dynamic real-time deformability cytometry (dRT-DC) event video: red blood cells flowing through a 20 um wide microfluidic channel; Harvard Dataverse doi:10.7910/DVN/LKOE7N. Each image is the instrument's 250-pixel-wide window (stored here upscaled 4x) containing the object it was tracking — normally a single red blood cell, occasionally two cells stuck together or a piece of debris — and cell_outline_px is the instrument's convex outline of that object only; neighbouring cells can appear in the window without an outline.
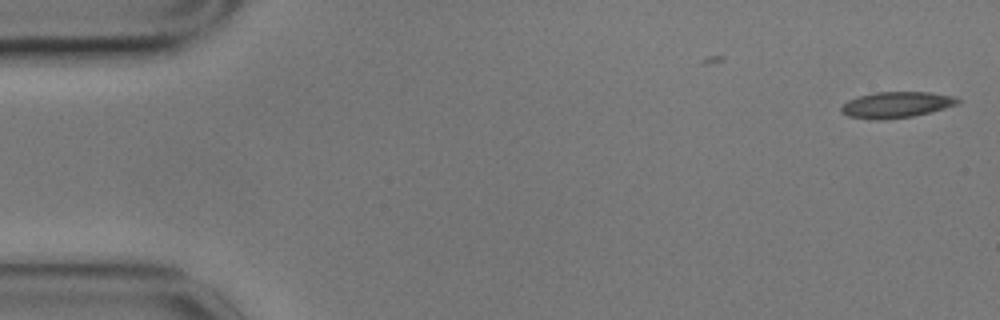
{"species": "common noctule bat (a hibernating species)", "species_latin": "Nyctalus noctula", "temperature_condition": "cold", "stored_images_in_passage": 10, "camera_frame_rate_fps": 3000, "um_per_image_px": 0.085, "animal": {"sex": "male", "body_mass_g": 17.9}, "frame": {"image": 1, "passage_image": 1, "time_ms": 0.0, "image_size_px": [1000, 320], "cell_outline_px": [[960, 104], [932, 112], [912, 116], [884, 120], [872, 120], [848, 116], [840, 112], [840, 108], [848, 100], [860, 96], [876, 92], [928, 92], [952, 96], [960, 100]], "centroid_in_image_um": [76.19, 8.92], "position_along_channel_um": 8.8, "area_um2": 17.74}}